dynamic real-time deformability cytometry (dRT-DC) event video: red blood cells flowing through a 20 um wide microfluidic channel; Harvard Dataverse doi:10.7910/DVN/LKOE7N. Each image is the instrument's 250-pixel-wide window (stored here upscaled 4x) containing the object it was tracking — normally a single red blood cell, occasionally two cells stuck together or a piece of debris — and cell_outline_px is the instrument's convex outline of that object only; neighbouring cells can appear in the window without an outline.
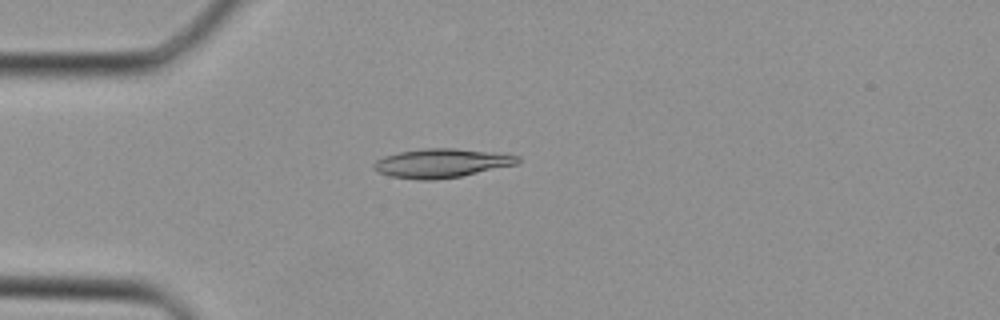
{"species": "Egyptian fruit bat (a non-hibernating species)", "species_latin": "Rousettus aegyptiacus", "temperature_condition": "cold", "stored_images_in_passage": 37, "camera_frame_rate_fps": 3000, "um_per_image_px": 0.085, "animal": {"sex": "female"}, "frame": {"image": 1, "passage_image": 9, "time_ms": 2.667, "image_size_px": [1000, 320], "cell_outline_px": [[520, 160], [516, 164], [460, 176], [436, 180], [420, 180], [388, 176], [376, 172], [372, 168], [372, 164], [376, 160], [384, 156], [400, 152], [424, 148], [456, 148], [492, 152], [520, 156]], "centroid_in_image_um": [37.46, 13.87], "position_along_channel_um": 47.5, "area_um2": 24.28}}
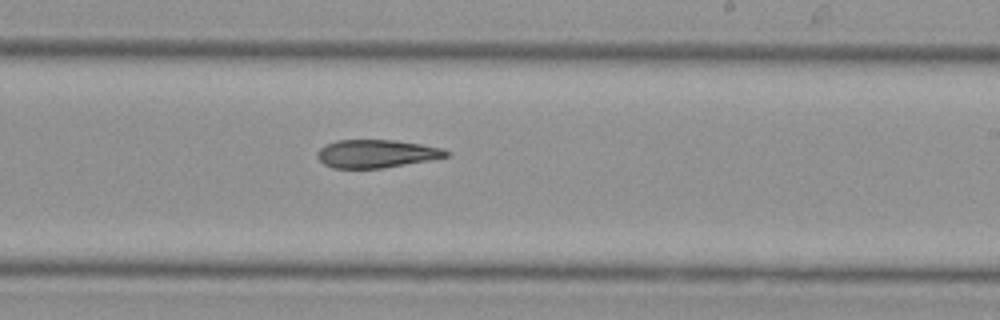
{"frame": {"image": 2, "passage_image": 22, "time_ms": 7.0, "image_size_px": [1000, 320], "cell_outline_px": [[448, 156], [428, 160], [380, 168], [332, 168], [324, 164], [316, 156], [316, 152], [324, 144], [336, 140], [396, 140], [444, 148], [448, 152]], "centroid_in_image_um": [31.93, 13.05], "position_along_channel_um": 257.1, "area_um2": 20.98}}
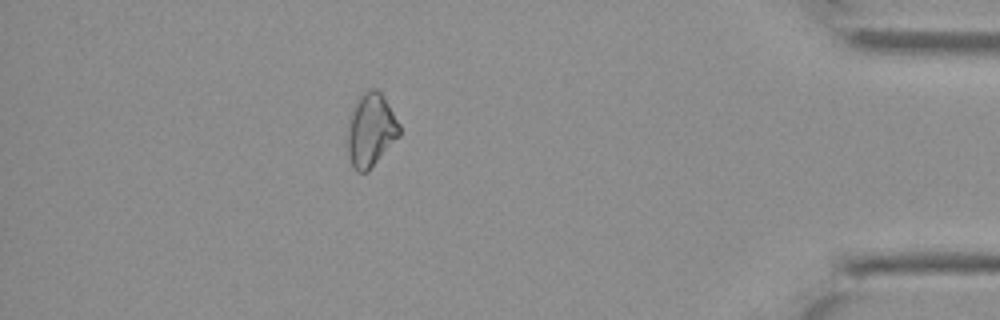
{"frame": {"image": 3, "passage_image": 33, "time_ms": 10.667, "image_size_px": [1000, 320], "cell_outline_px": [[400, 136], [368, 172], [356, 172], [348, 156], [348, 120], [352, 108], [356, 100], [368, 88], [376, 88], [384, 96], [400, 124]], "centroid_in_image_um": [31.52, 11.05], "position_along_channel_um": 403.7, "area_um2": 22.43}}